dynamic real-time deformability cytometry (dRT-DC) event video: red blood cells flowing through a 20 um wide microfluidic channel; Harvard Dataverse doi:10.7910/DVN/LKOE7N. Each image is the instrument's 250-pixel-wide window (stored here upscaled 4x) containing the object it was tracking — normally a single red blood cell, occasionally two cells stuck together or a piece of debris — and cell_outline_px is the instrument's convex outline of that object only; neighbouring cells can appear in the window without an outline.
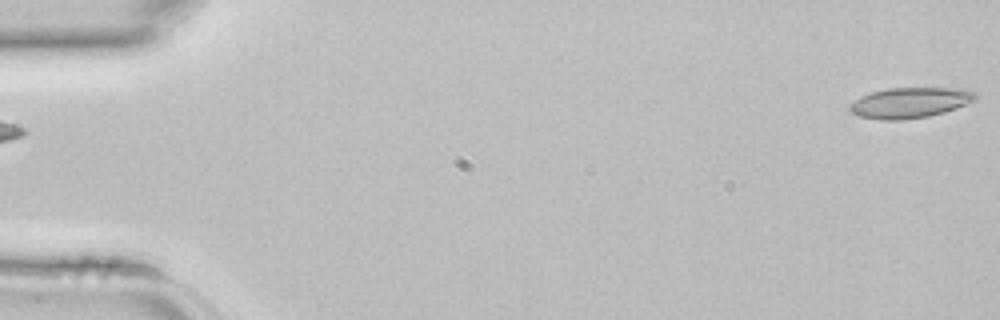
{"species": "common noctule bat (a hibernating species)", "species_latin": "Nyctalus noctula", "temperature_condition": "room temperature", "stored_images_in_passage": 4, "segment_of_instrument_passage": [2, 2], "camera_frame_rate_fps": 3000, "um_per_image_px": 0.085, "animal": {"sex": "female", "body_mass_g": 22.7, "forearm_length_mm": 54.2}, "frame": {"image": 1, "passage_image": 4, "time_ms": 1.0, "image_size_px": [1000, 320], "cell_outline_px": [[976, 100], [956, 108], [944, 112], [928, 116], [904, 120], [880, 120], [860, 116], [848, 112], [848, 104], [860, 96], [872, 92], [888, 88], [948, 88], [976, 92]], "centroid_in_image_um": [77.27, 8.74], "position_along_channel_um": 7.7, "area_um2": 22.37}}